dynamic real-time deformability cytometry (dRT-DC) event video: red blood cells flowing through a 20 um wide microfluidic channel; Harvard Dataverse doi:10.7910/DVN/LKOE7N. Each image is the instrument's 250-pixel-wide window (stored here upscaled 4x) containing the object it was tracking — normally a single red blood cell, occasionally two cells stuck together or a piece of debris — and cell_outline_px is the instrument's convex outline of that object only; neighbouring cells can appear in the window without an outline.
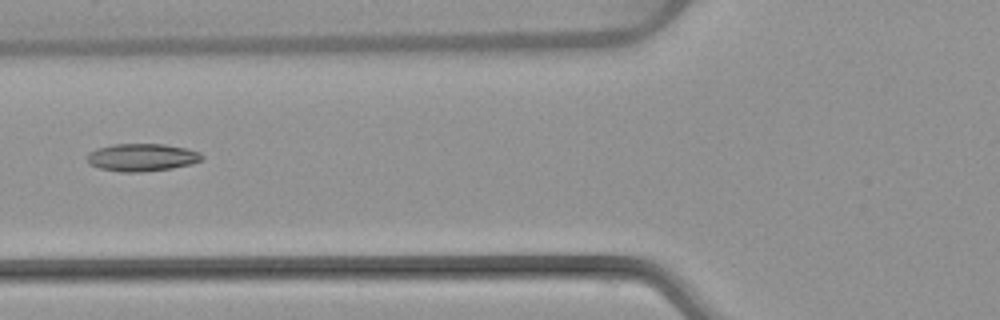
{"species": "common noctule bat (a hibernating species)", "species_latin": "Nyctalus noctula", "temperature_condition": "warm", "stored_images_in_passage": 5, "camera_frame_rate_fps": 3000, "um_per_image_px": 0.085, "animal": {"sex": "female", "body_mass_g": 22.7, "forearm_length_mm": 54.2}, "frame": {"image": 1, "passage_image": 5, "time_ms": 4.667, "image_size_px": [1000, 320], "cell_outline_px": [[204, 160], [192, 164], [172, 168], [140, 172], [120, 172], [100, 168], [88, 164], [88, 152], [96, 148], [112, 144], [164, 144], [188, 148], [200, 152], [204, 156]], "centroid_in_image_um": [12.09, 13.37], "position_along_channel_um": 113.7, "area_um2": 18.73}}